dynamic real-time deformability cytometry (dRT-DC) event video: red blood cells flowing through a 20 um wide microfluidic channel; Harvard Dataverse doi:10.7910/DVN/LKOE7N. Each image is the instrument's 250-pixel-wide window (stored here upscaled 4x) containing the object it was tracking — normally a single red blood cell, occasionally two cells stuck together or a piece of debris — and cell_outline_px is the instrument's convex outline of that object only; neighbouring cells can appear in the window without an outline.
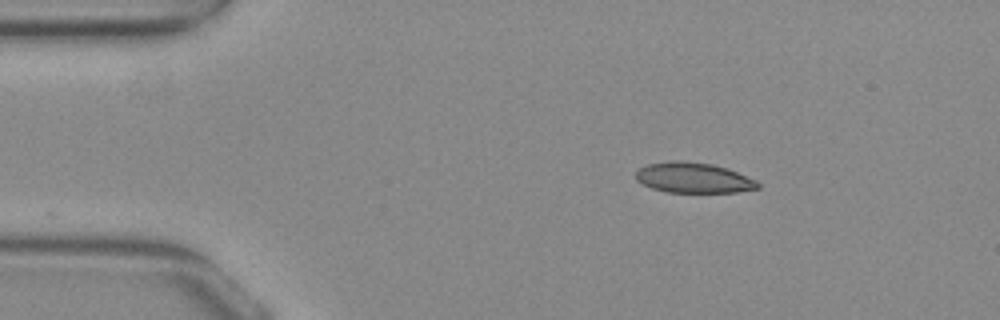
{"species": "common noctule bat (a hibernating species)", "species_latin": "Nyctalus noctula", "temperature_condition": "warm", "stored_images_in_passage": 34, "camera_frame_rate_fps": 3000, "um_per_image_px": 0.085, "animal": {"sex": "female", "body_mass_g": 29.2, "forearm_length_mm": 56.3}, "frame": {"image": 1, "passage_image": 1, "time_ms": 0.0, "image_size_px": [1000, 320], "cell_outline_px": [[760, 188], [736, 192], [664, 192], [652, 188], [636, 180], [636, 172], [640, 168], [648, 164], [668, 160], [680, 160], [712, 164], [728, 168], [756, 180], [760, 184]], "centroid_in_image_um": [58.95, 15.1], "position_along_channel_um": 26.1, "area_um2": 21.68}}
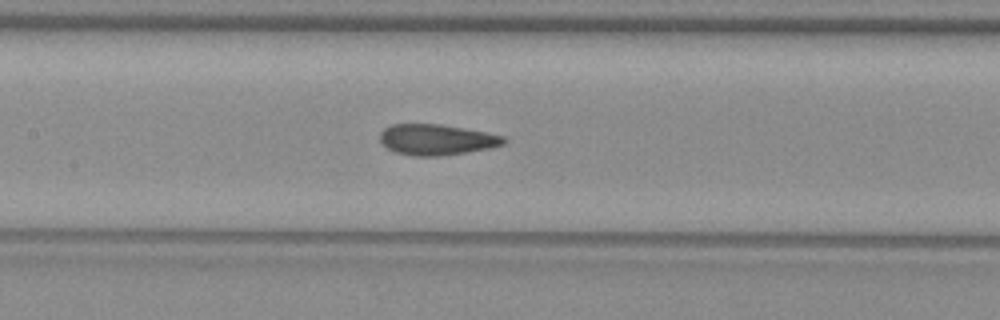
{"frame": {"image": 2, "passage_image": 17, "time_ms": 5.333, "image_size_px": [1000, 320], "cell_outline_px": [[508, 140], [504, 144], [488, 148], [440, 156], [412, 156], [396, 152], [388, 148], [380, 140], [380, 132], [384, 128], [392, 124], [440, 124], [488, 132], [504, 136]], "centroid_in_image_um": [37.12, 11.86], "position_along_channel_um": 170.3, "area_um2": 22.14}}
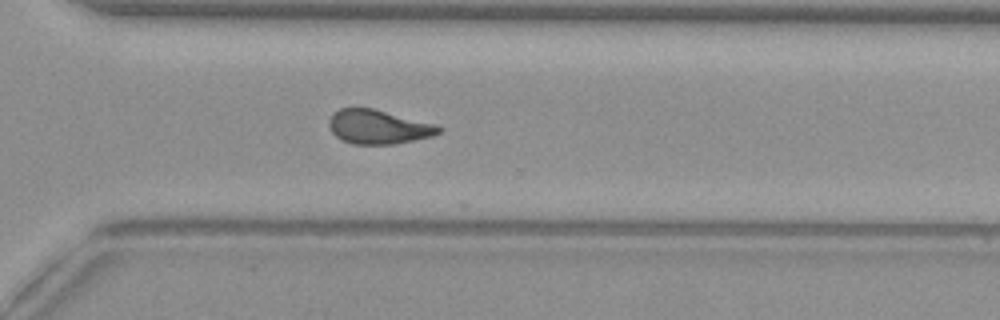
{"frame": {"image": 3, "passage_image": 30, "time_ms": 9.667, "image_size_px": [1000, 320], "cell_outline_px": [[444, 128], [440, 132], [432, 136], [392, 144], [352, 144], [340, 140], [332, 132], [328, 124], [328, 120], [332, 112], [340, 108], [372, 108], [436, 124]], "centroid_in_image_um": [32.12, 10.78], "position_along_channel_um": 338.5, "area_um2": 21.85}, "authors_computed_cell_mechanics": {"area_um2": 22.4842, "velocity_mm_per_s": 3.8985, "shape_relaxation_time_tau1_ms": null, "shape_relaxation_time_tau2_ms": 1.8221, "deformation_change_tau1": null, "deformation_change_tau2": 0.083}}